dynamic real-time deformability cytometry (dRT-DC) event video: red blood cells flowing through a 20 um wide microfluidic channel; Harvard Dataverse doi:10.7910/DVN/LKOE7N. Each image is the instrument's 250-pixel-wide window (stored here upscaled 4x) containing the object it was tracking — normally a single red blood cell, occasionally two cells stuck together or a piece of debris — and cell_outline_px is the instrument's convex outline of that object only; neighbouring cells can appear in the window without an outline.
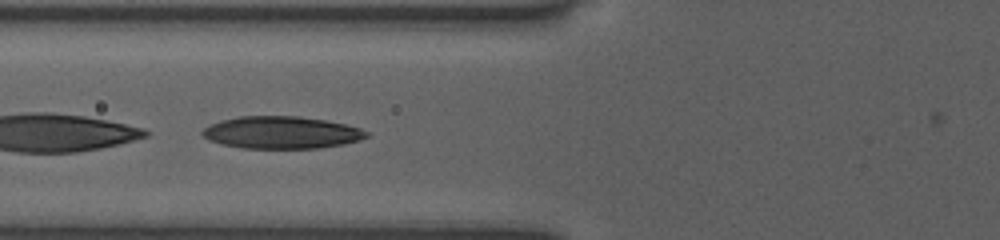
{"species": "human", "species_latin": "Homo sapiens", "temperature_condition": "room temperature", "stored_images_in_passage": 36, "camera_frame_rate_fps": 3000, "um_per_image_px": 0.085, "donor": {"sex": "female"}, "frame": {"image": 1, "passage_image": 6, "time_ms": 1.667, "image_size_px": [1000, 240], "cell_outline_px": [[368, 136], [360, 140], [344, 144], [316, 148], [244, 148], [220, 144], [208, 140], [200, 132], [204, 128], [220, 120], [240, 116], [300, 116], [324, 120], [344, 124], [360, 128], [368, 132]], "centroid_in_image_um": [23.91, 11.26], "position_along_channel_um": 101.9, "area_um2": 30.81}}
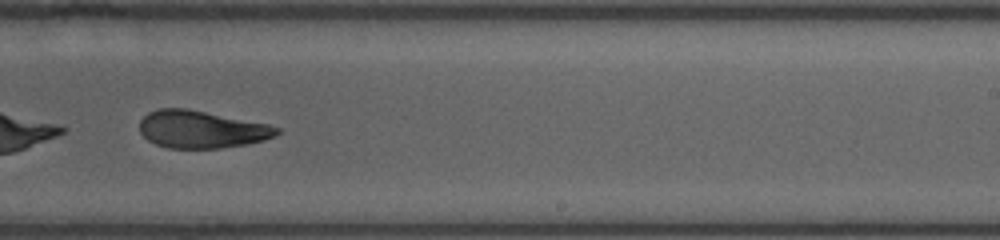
{"frame": {"image": 2, "passage_image": 19, "time_ms": 6.0, "image_size_px": [1000, 240], "cell_outline_px": [[280, 132], [276, 136], [264, 140], [248, 144], [220, 148], [168, 148], [156, 144], [148, 140], [140, 132], [140, 120], [148, 112], [160, 108], [188, 108], [268, 124], [280, 128]], "centroid_in_image_um": [17.13, 10.99], "position_along_channel_um": 271.9, "area_um2": 30.06}}
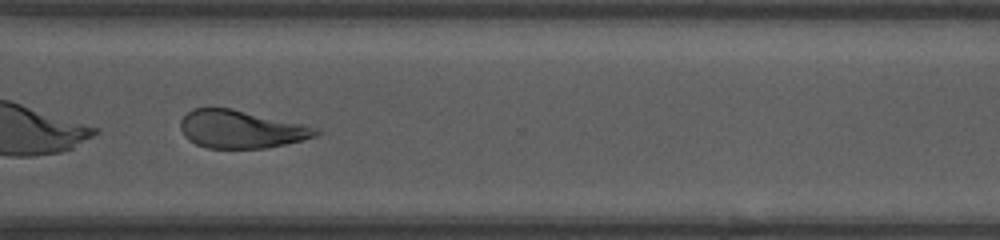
{"frame": {"image": 3, "passage_image": 25, "time_ms": 8.0, "image_size_px": [1000, 240], "cell_outline_px": [[320, 132], [316, 136], [268, 148], [208, 148], [196, 144], [188, 140], [184, 136], [180, 128], [180, 120], [192, 108], [232, 108], [320, 128]], "centroid_in_image_um": [20.46, 10.98], "position_along_channel_um": 350.1, "area_um2": 29.82}, "authors_computed_cell_mechanics": {"area_um2": 30.7207, "velocity_mm_per_s": 3.9124, "shape_relaxation_time_tau1_ms": 4.804, "shape_relaxation_time_tau2_ms": 2.2038, "deformation_change_tau1": 0.1377, "deformation_change_tau2": 0.091}}